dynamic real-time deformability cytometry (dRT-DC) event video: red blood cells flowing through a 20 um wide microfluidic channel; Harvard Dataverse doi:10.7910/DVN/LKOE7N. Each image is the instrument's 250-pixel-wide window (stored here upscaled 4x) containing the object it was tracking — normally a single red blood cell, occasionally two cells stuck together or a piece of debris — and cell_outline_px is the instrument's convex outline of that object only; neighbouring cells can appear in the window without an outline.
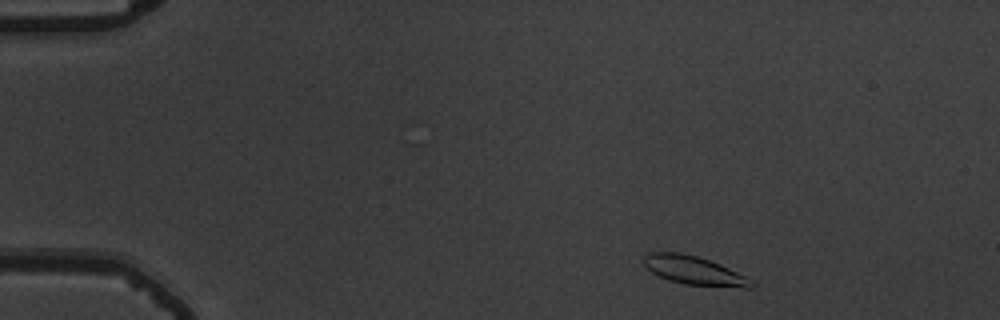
{"species": "common noctule bat (a hibernating species)", "species_latin": "Nyctalus noctula", "temperature_condition": "warm", "stored_images_in_passage": 51, "camera_frame_rate_fps": 3000, "um_per_image_px": 0.085, "animal": {"sex": "male", "body_mass_g": 19.5, "forearm_length_mm": 54.6}, "frame": {"image": 1, "passage_image": 3, "time_ms": 0.667, "image_size_px": [1000, 320], "cell_outline_px": [[756, 284], [752, 288], [744, 288], [684, 284], [668, 280], [652, 272], [644, 264], [644, 256], [648, 252], [680, 252], [696, 256], [720, 264], [748, 276]], "centroid_in_image_um": [59.05, 23.0], "position_along_channel_um": 25.9, "area_um2": 18.03}}
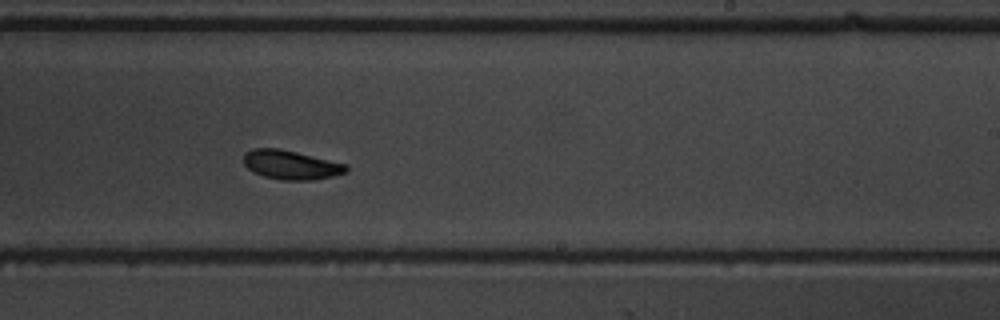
{"frame": {"image": 2, "passage_image": 30, "time_ms": 9.667, "image_size_px": [1000, 320], "cell_outline_px": [[348, 172], [332, 176], [312, 180], [284, 180], [264, 176], [252, 172], [244, 164], [244, 152], [252, 148], [276, 148], [296, 152], [348, 164]], "centroid_in_image_um": [24.73, 14.01], "position_along_channel_um": 264.3, "area_um2": 17.4}}
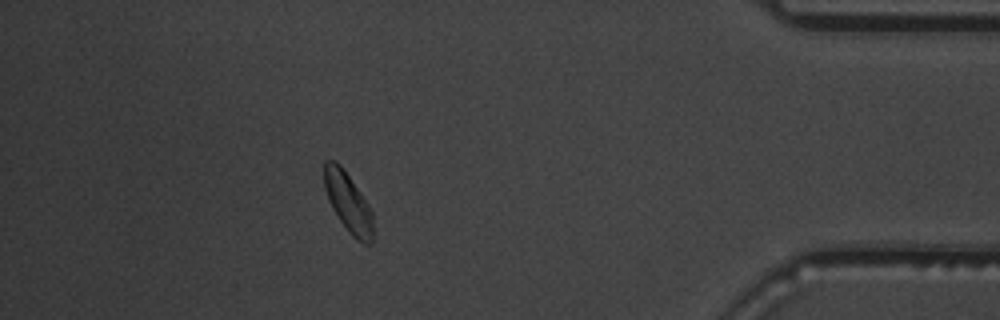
{"frame": {"image": 3, "passage_image": 45, "time_ms": 14.667, "image_size_px": [1000, 320], "cell_outline_px": [[372, 244], [364, 244], [356, 240], [352, 236], [340, 220], [332, 208], [328, 200], [324, 188], [324, 160], [336, 160], [340, 164], [368, 204], [372, 212]], "centroid_in_image_um": [29.57, 17.2], "position_along_channel_um": 405.6, "area_um2": 16.82}, "authors_computed_cell_mechanics": {"area_um2": 17.5134, "velocity_mm_per_s": 3.625, "shape_relaxation_time_tau1_ms": 2.6233, "shape_relaxation_time_tau2_ms": 4.2288, "deformation_change_tau1": 0.1022, "deformation_change_tau2": 0.0764}}